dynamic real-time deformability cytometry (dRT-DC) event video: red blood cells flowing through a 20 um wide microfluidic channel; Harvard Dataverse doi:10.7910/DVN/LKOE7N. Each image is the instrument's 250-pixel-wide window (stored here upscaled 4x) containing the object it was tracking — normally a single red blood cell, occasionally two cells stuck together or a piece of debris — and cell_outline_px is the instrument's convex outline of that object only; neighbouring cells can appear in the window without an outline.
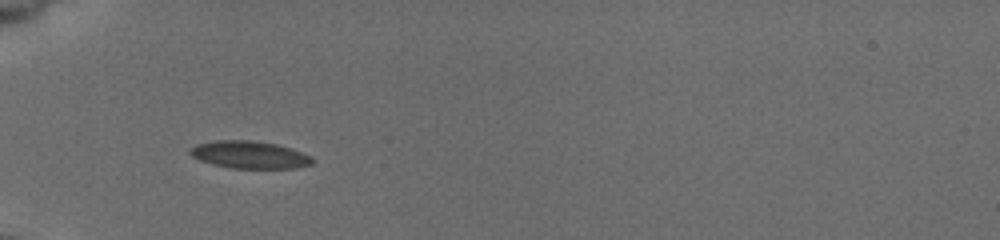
{"species": "common noctule bat (a hibernating species)", "species_latin": "Nyctalus noctula", "temperature_condition": "cold", "stored_images_in_passage": 11, "camera_frame_rate_fps": 3000, "um_per_image_px": 0.085, "animal": {"sex": "female", "body_mass_g": 19.5, "forearm_length_mm": 54.1}, "frame": {"image": 1, "passage_image": 7, "time_ms": 2.0, "image_size_px": [1000, 240], "cell_outline_px": [[312, 164], [296, 168], [232, 168], [212, 164], [200, 160], [192, 156], [188, 152], [188, 148], [196, 144], [216, 140], [252, 140], [276, 144], [312, 156]], "centroid_in_image_um": [21.16, 13.15], "position_along_channel_um": 63.8, "area_um2": 19.48}}
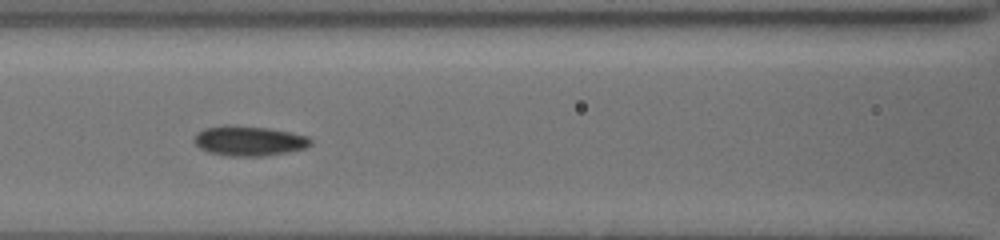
{"frame": {"image": 2, "passage_image": 10, "time_ms": 3.0, "image_size_px": [1000, 240], "cell_outline_px": [[312, 144], [304, 148], [288, 152], [264, 156], [228, 156], [208, 152], [200, 148], [192, 140], [196, 132], [204, 128], [224, 124], [228, 124], [268, 128], [292, 132], [308, 136], [312, 140]], "centroid_in_image_um": [21.14, 11.96], "position_along_channel_um": 145.5, "area_um2": 20.63}}